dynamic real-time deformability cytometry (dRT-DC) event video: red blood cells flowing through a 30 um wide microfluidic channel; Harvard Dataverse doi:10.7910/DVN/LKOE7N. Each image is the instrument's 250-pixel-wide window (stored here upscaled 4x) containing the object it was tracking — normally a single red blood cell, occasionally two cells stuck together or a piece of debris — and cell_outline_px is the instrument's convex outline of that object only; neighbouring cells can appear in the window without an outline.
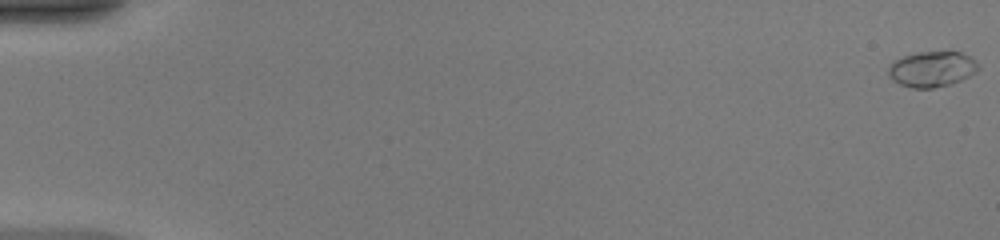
{"species": "common noctule bat (a hibernating species)", "species_latin": "Nyctalus noctula", "temperature_condition": "warm", "stored_images_in_passage": 51, "camera_frame_rate_fps": 3000, "um_per_image_px": 0.085, "animal": {"sex": "female", "body_mass_g": 20.0, "forearm_length_mm": 54.0}, "frame": {"image": 1, "passage_image": 1, "time_ms": 0.0, "image_size_px": [1000, 240], "cell_outline_px": [[980, 68], [976, 72], [952, 84], [932, 88], [912, 88], [900, 84], [892, 80], [888, 76], [888, 68], [896, 60], [904, 56], [920, 52], [960, 52], [976, 60]], "centroid_in_image_um": [79.22, 5.88], "position_along_channel_um": 5.8, "area_um2": 18.5}}
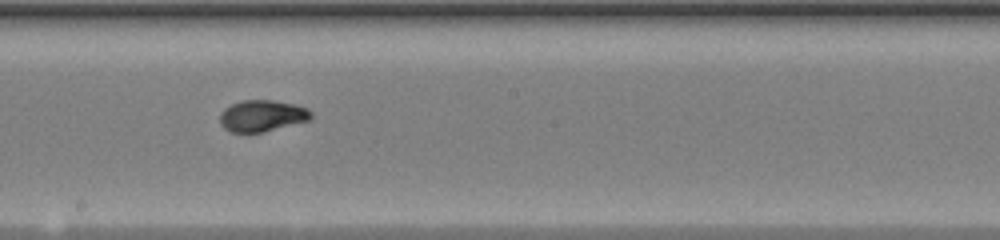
{"frame": {"image": 2, "passage_image": 30, "time_ms": 9.667, "image_size_px": [1000, 240], "cell_outline_px": [[312, 120], [264, 132], [228, 132], [220, 124], [220, 112], [224, 108], [232, 104], [244, 100], [272, 100], [296, 104], [308, 108], [312, 112]], "centroid_in_image_um": [22.31, 9.85], "position_along_channel_um": 225.9, "area_um2": 16.99}}
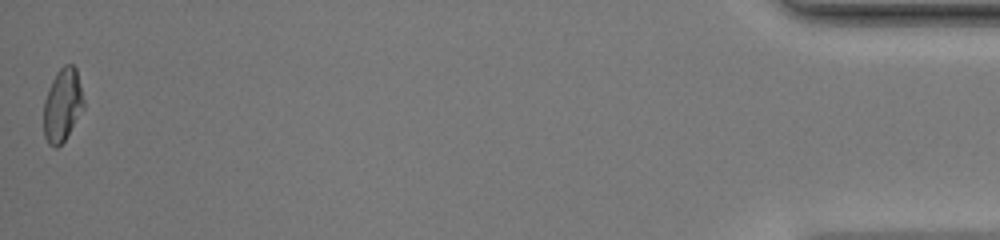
{"frame": {"image": 3, "passage_image": 51, "time_ms": 16.667, "image_size_px": [1000, 240], "cell_outline_px": [[84, 108], [64, 140], [56, 148], [48, 144], [44, 136], [44, 100], [48, 88], [56, 72], [64, 64], [72, 64], [76, 68], [84, 100]], "centroid_in_image_um": [5.3, 8.91], "position_along_channel_um": 429.9, "area_um2": 16.99}, "authors_computed_cell_mechanics": {"area_um2": 16.9932, "velocity_mm_per_s": 4.1823, "shape_relaxation_time_tau1_ms": 3.7715, "shape_relaxation_time_tau2_ms": null, "deformation_change_tau1": 0.1968, "deformation_change_tau2": null}}